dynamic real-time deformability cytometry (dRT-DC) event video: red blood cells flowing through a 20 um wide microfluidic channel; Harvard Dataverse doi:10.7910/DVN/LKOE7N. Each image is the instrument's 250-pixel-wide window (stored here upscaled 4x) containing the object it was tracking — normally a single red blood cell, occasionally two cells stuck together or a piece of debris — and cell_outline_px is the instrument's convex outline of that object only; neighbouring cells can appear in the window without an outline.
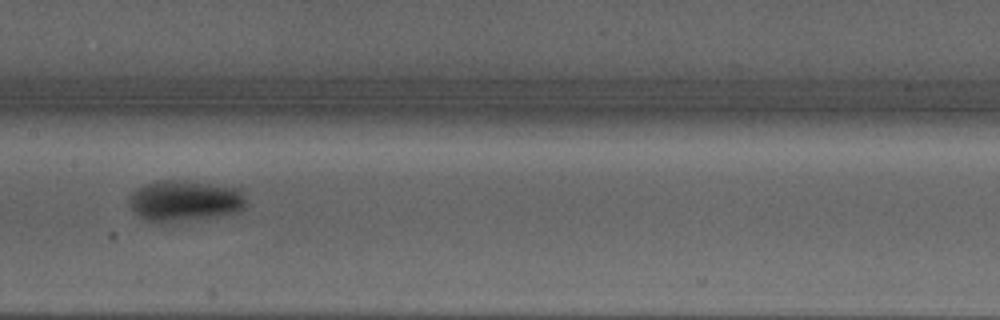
{"species": "Egyptian fruit bat (a non-hibernating species)", "species_latin": "Rousettus aegyptiacus", "temperature_condition": "warm", "stored_images_in_passage": 31, "camera_frame_rate_fps": 3000, "um_per_image_px": 0.085, "animal": {"sex": "male"}, "frame": {"image": 1, "passage_image": 10, "time_ms": 3.0, "image_size_px": [1000, 320], "cell_outline_px": [[244, 208], [240, 212], [212, 216], [172, 220], [148, 220], [140, 216], [128, 204], [132, 192], [136, 188], [148, 184], [164, 180], [172, 180], [208, 184], [240, 188], [244, 200]], "centroid_in_image_um": [15.71, 17.03], "position_along_channel_um": 191.7, "area_um2": 26.59}}